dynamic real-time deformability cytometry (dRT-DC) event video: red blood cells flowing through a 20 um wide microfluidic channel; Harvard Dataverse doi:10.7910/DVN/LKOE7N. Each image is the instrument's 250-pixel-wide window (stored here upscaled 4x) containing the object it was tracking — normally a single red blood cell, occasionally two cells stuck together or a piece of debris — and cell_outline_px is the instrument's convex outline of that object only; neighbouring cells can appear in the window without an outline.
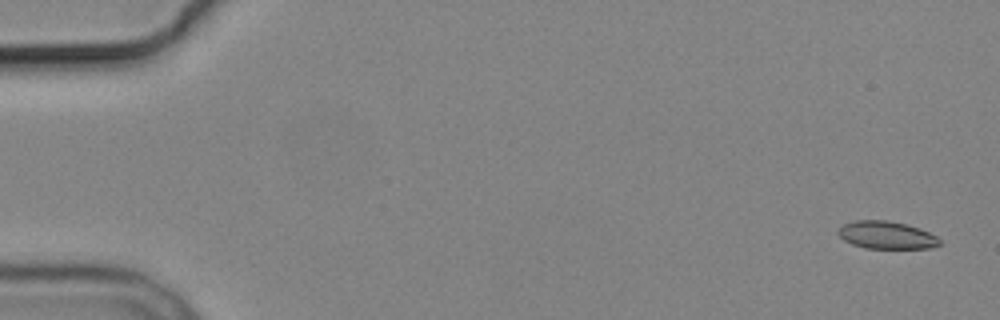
{"species": "common noctule bat (a hibernating species)", "species_latin": "Nyctalus noctula", "temperature_condition": "cold", "stored_images_in_passage": 5, "camera_frame_rate_fps": 3000, "um_per_image_px": 0.085, "animal": {"sex": "male", "body_mass_g": 19.2, "forearm_length_mm": 51.8}, "frame": {"image": 1, "passage_image": 1, "time_ms": 0.0, "image_size_px": [1000, 320], "cell_outline_px": [[940, 244], [932, 248], [864, 248], [852, 244], [844, 240], [836, 232], [844, 224], [856, 220], [888, 220], [920, 228], [936, 236], [940, 240]], "centroid_in_image_um": [75.35, 19.98], "position_along_channel_um": 9.7, "area_um2": 16.24}}
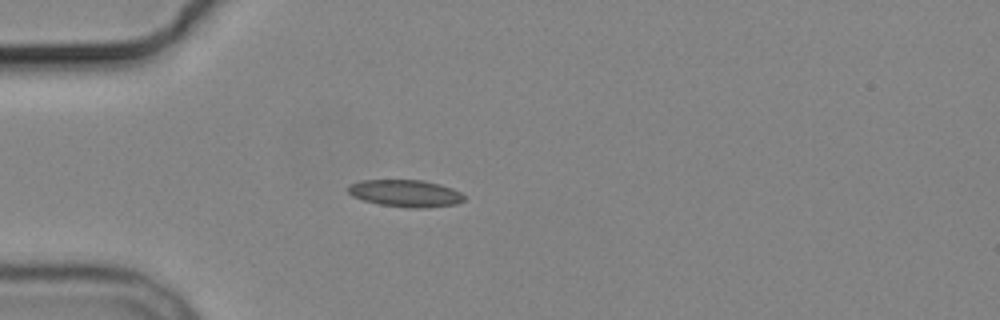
{"frame": {"image": 2, "passage_image": 5, "time_ms": 4.667, "image_size_px": [1000, 320], "cell_outline_px": [[464, 200], [456, 204], [424, 208], [412, 208], [380, 204], [364, 200], [352, 196], [348, 192], [348, 188], [352, 184], [360, 180], [424, 180], [440, 184], [452, 188], [460, 192], [464, 196]], "centroid_in_image_um": [34.49, 16.43], "position_along_channel_um": 50.5, "area_um2": 18.21}}